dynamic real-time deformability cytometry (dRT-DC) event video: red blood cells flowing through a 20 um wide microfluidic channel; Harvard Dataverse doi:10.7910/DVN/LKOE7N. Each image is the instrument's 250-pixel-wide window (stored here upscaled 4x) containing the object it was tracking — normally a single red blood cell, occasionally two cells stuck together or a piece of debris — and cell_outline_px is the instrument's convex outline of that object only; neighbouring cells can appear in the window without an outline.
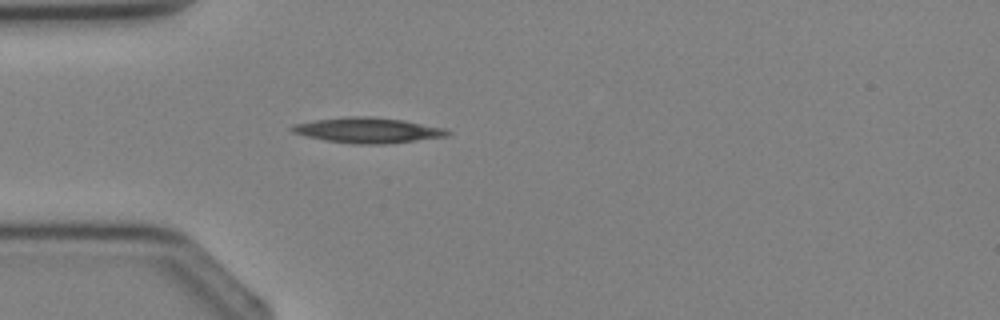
{"species": "Egyptian fruit bat (a non-hibernating species)", "species_latin": "Rousettus aegyptiacus", "temperature_condition": "cold", "stored_images_in_passage": 2, "camera_frame_rate_fps": 3000, "um_per_image_px": 0.085, "animal": {"sex": "female"}, "frame": {"image": 1, "passage_image": 2, "time_ms": 2.333, "image_size_px": [1000, 320], "cell_outline_px": [[452, 132], [448, 136], [388, 144], [352, 144], [324, 140], [292, 132], [288, 128], [292, 124], [316, 120], [352, 116], [372, 116], [404, 120], [444, 128]], "centroid_in_image_um": [31.27, 11.07], "position_along_channel_um": 53.7, "area_um2": 23.06}}